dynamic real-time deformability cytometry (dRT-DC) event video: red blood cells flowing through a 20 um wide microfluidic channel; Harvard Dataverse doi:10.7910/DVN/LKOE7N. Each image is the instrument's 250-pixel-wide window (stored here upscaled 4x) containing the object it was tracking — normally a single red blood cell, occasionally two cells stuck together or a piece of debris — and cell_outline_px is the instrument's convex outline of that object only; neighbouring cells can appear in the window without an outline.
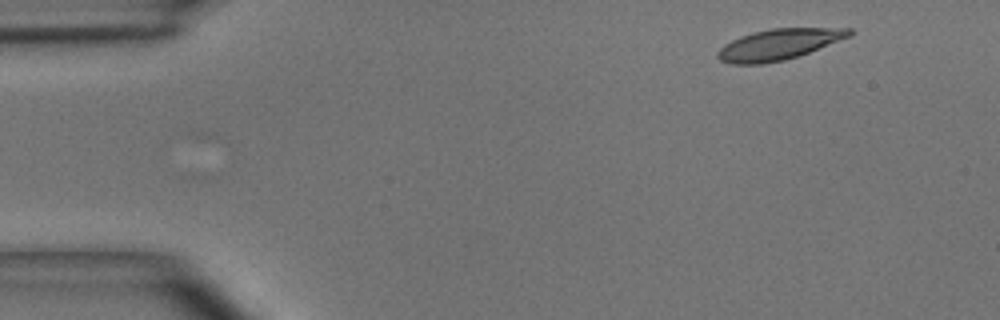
{"species": "common noctule bat (a hibernating species)", "species_latin": "Nyctalus noctula", "temperature_condition": "room temperature", "stored_images_in_passage": 3, "camera_frame_rate_fps": 3000, "um_per_image_px": 0.085, "animal": {"sex": "male", "body_mass_g": 15.6}, "frame": {"image": 1, "passage_image": 1, "time_ms": 0.0, "image_size_px": [1000, 320], "cell_outline_px": [[856, 32], [852, 36], [808, 52], [784, 60], [760, 64], [728, 64], [720, 60], [716, 56], [716, 52], [724, 44], [740, 36], [752, 32], [772, 28], [852, 28]], "centroid_in_image_um": [66.19, 3.77], "position_along_channel_um": 18.8, "area_um2": 23.76}}